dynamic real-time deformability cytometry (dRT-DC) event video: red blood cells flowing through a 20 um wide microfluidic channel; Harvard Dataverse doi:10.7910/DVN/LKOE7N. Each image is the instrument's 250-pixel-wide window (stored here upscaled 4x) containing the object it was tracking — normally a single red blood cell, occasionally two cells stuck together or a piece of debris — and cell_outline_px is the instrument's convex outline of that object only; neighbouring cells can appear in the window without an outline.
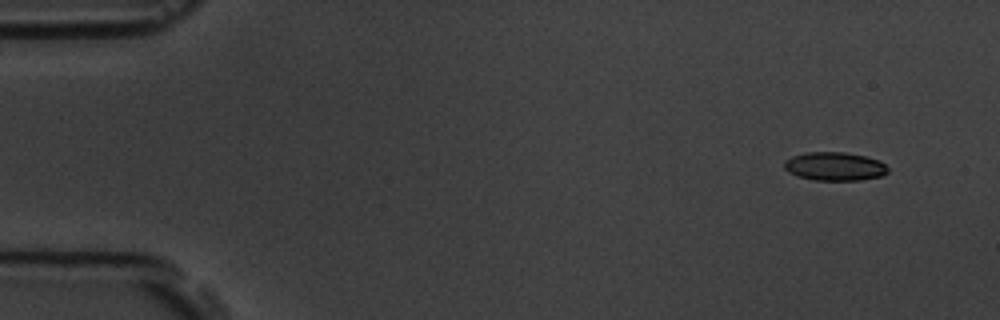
{"species": "common noctule bat (a hibernating species)", "species_latin": "Nyctalus noctula", "temperature_condition": "room temperature", "stored_images_in_passage": 5, "camera_frame_rate_fps": 3000, "um_per_image_px": 0.085, "animal": {"sex": "male", "body_mass_g": 19.5, "forearm_length_mm": 54.6}, "frame": {"image": 1, "passage_image": 1, "time_ms": 0.0, "image_size_px": [1000, 320], "cell_outline_px": [[888, 172], [880, 176], [860, 180], [812, 180], [796, 176], [788, 172], [784, 168], [784, 160], [792, 156], [804, 152], [844, 152], [864, 156], [880, 160], [888, 168]], "centroid_in_image_um": [70.91, 14.14], "position_along_channel_um": 14.1, "area_um2": 17.34}}